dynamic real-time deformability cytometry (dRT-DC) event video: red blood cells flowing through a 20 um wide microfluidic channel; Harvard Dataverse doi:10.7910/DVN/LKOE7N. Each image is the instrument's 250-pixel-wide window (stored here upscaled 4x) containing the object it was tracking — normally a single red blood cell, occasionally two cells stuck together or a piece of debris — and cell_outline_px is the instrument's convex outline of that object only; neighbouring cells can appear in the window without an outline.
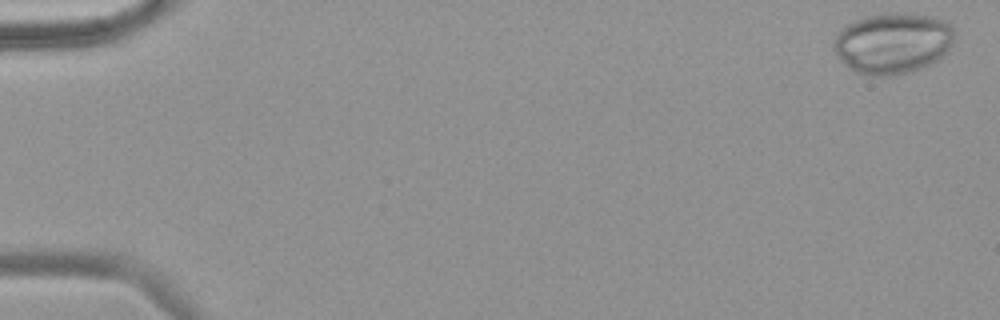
{"species": "common noctule bat (a hibernating species)", "species_latin": "Nyctalus noctula", "temperature_condition": "warm", "stored_images_in_passage": 57, "camera_frame_rate_fps": 3000, "um_per_image_px": 0.085, "animal": {"sex": "female", "body_mass_g": 18.4}, "frame": {"image": 1, "passage_image": 2, "time_ms": 0.333, "image_size_px": [1000, 320], "cell_outline_px": [[956, 40], [936, 60], [928, 64], [904, 72], [860, 72], [852, 68], [840, 60], [832, 48], [832, 40], [836, 32], [844, 24], [864, 16], [892, 12], [904, 12], [932, 16], [944, 20], [952, 24], [956, 32]], "centroid_in_image_um": [75.88, 3.55], "position_along_channel_um": 9.1, "area_um2": 42.31}}
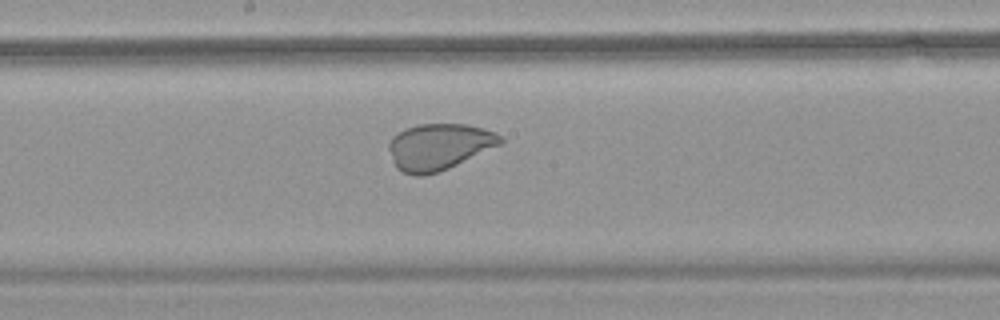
{"frame": {"image": 2, "passage_image": 32, "time_ms": 10.333, "image_size_px": [1000, 320], "cell_outline_px": [[504, 140], [500, 144], [448, 168], [424, 176], [416, 176], [404, 172], [396, 168], [392, 160], [388, 148], [388, 144], [392, 136], [408, 128], [420, 124], [468, 124], [484, 128], [496, 132]], "centroid_in_image_um": [37.29, 12.46], "position_along_channel_um": 210.9, "area_um2": 29.88}}
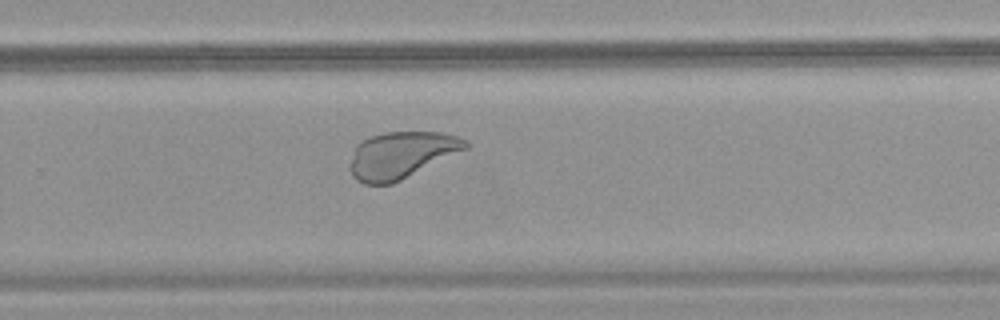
{"frame": {"image": 3, "passage_image": 39, "time_ms": 12.667, "image_size_px": [1000, 320], "cell_outline_px": [[468, 148], [392, 184], [364, 184], [356, 180], [352, 176], [352, 160], [356, 144], [372, 136], [384, 132], [440, 132], [460, 136], [468, 140]], "centroid_in_image_um": [34.15, 13.17], "position_along_channel_um": 295.7, "area_um2": 31.1}}